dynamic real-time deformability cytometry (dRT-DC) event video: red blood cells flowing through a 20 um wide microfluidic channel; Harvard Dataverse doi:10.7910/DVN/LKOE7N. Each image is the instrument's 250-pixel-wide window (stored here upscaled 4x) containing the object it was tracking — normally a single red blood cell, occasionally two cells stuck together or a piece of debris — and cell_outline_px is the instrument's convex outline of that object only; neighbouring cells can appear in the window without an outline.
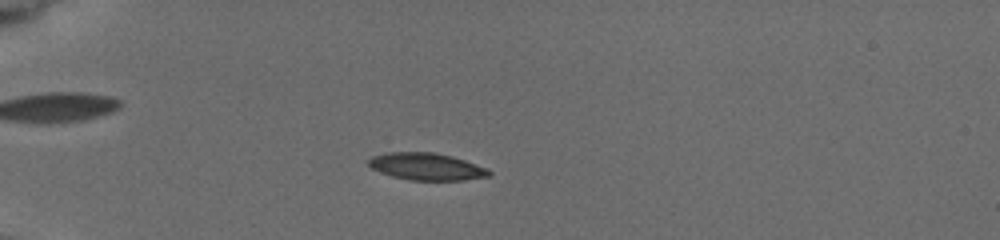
{"species": "common noctule bat (a hibernating species)", "species_latin": "Nyctalus noctula", "temperature_condition": "cold", "stored_images_in_passage": 7, "camera_frame_rate_fps": 3000, "um_per_image_px": 0.085, "animal": {"sex": "female", "body_mass_g": 19.5, "forearm_length_mm": 54.1}, "frame": {"image": 1, "passage_image": 5, "time_ms": 3.333, "image_size_px": [1000, 240], "cell_outline_px": [[492, 172], [488, 176], [464, 180], [408, 180], [392, 176], [380, 172], [372, 168], [368, 164], [368, 160], [372, 156], [388, 152], [436, 152], [452, 156], [488, 168]], "centroid_in_image_um": [36.25, 14.15], "position_along_channel_um": 48.7, "area_um2": 19.07}}
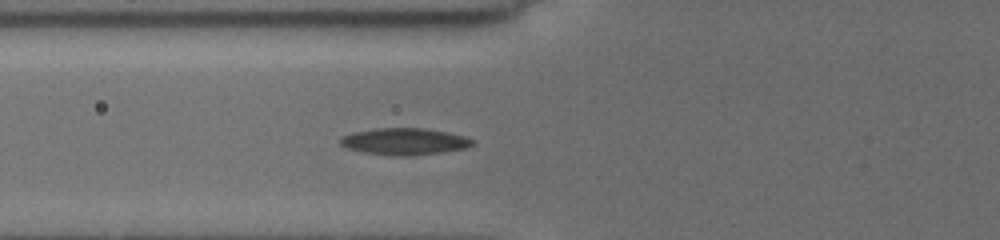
{"frame": {"image": 2, "passage_image": 7, "time_ms": 5.333, "image_size_px": [1000, 240], "cell_outline_px": [[476, 140], [468, 148], [444, 152], [412, 156], [396, 156], [364, 152], [348, 148], [340, 144], [336, 140], [340, 136], [352, 132], [376, 128], [424, 128], [464, 136]], "centroid_in_image_um": [34.35, 12.03], "position_along_channel_um": 91.4, "area_um2": 20.81}}